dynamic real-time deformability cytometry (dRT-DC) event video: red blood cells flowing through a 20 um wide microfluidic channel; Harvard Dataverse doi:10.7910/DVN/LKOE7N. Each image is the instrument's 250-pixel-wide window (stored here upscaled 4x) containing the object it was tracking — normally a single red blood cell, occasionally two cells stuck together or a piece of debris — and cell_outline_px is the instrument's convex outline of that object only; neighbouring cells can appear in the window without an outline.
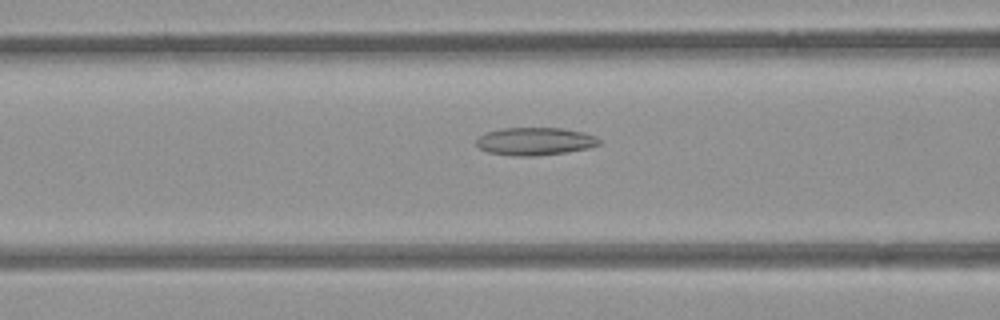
{"species": "common noctule bat (a hibernating species)", "species_latin": "Nyctalus noctula", "temperature_condition": "room temperature", "stored_images_in_passage": 54, "camera_frame_rate_fps": 3000, "um_per_image_px": 0.085, "animal": {"sex": "female", "body_mass_g": 21.9}, "frame": {"image": 1, "passage_image": 22, "time_ms": 7.0, "image_size_px": [1000, 320], "cell_outline_px": [[600, 144], [588, 148], [564, 152], [536, 156], [516, 156], [488, 152], [480, 148], [476, 144], [476, 140], [484, 132], [504, 128], [560, 128], [584, 132], [596, 136], [600, 140]], "centroid_in_image_um": [45.47, 12.01], "position_along_channel_um": 121.1, "area_um2": 19.83}}
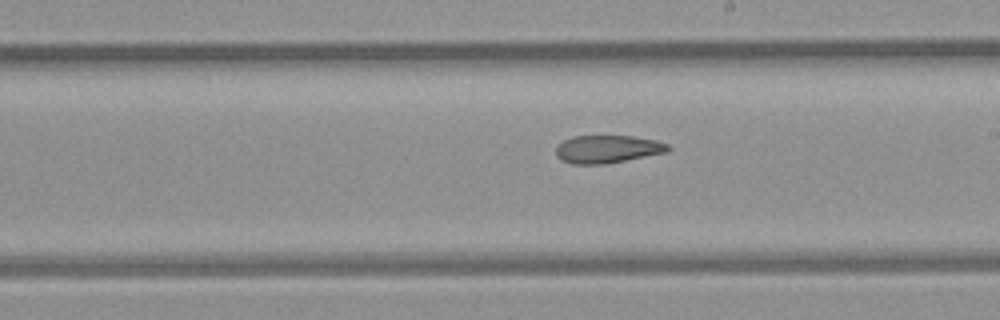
{"frame": {"image": 2, "passage_image": 31, "time_ms": 10.0, "image_size_px": [1000, 320], "cell_outline_px": [[672, 148], [668, 152], [604, 164], [572, 164], [560, 160], [556, 156], [556, 148], [564, 140], [572, 136], [632, 136], [656, 140], [668, 144]], "centroid_in_image_um": [51.64, 12.67], "position_along_channel_um": 237.4, "area_um2": 18.21}}
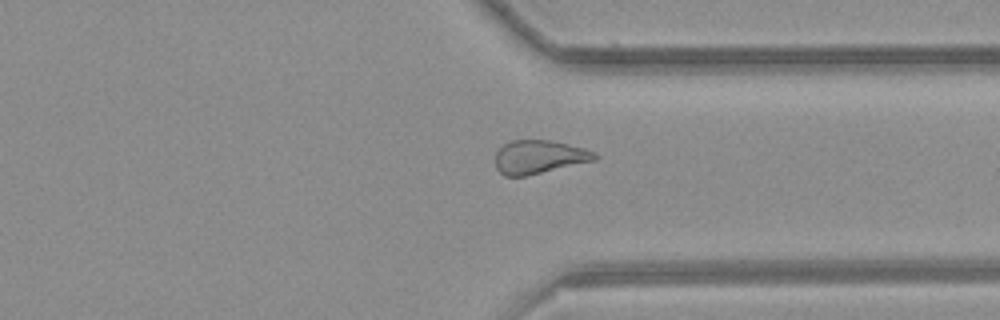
{"frame": {"image": 3, "passage_image": 41, "time_ms": 13.333, "image_size_px": [1000, 320], "cell_outline_px": [[600, 156], [596, 160], [528, 176], [504, 176], [496, 168], [496, 152], [504, 144], [512, 140], [548, 140], [584, 148], [596, 152]], "centroid_in_image_um": [45.84, 13.35], "position_along_channel_um": 365.6, "area_um2": 19.48}, "authors_computed_cell_mechanics": {"area_um2": 20.8369, "velocity_mm_per_s": 3.8659, "shape_relaxation_time_tau1_ms": null, "shape_relaxation_time_tau2_ms": 6.1627, "deformation_change_tau1": null, "deformation_change_tau2": 0.1382}}